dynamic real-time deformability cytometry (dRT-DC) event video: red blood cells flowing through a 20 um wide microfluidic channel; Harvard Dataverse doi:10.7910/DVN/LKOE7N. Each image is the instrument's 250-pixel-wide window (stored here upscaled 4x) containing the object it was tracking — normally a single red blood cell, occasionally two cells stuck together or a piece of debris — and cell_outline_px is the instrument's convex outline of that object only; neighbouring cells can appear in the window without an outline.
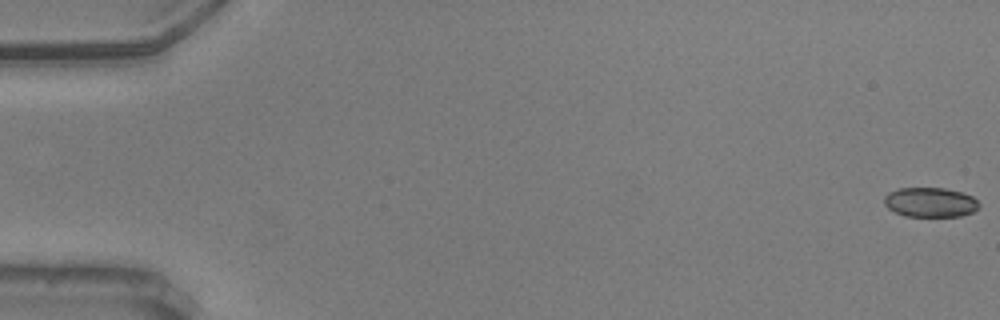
{"species": "common noctule bat (a hibernating species)", "species_latin": "Nyctalus noctula", "temperature_condition": "warm", "stored_images_in_passage": 57, "camera_frame_rate_fps": 3000, "um_per_image_px": 0.085, "animal": {"sex": "male", "body_mass_g": 20.5, "forearm_length_mm": 52.5}, "frame": {"image": 1, "passage_image": 1, "time_ms": 0.0, "image_size_px": [1000, 320], "cell_outline_px": [[980, 208], [972, 212], [960, 216], [904, 216], [888, 208], [884, 204], [884, 196], [888, 192], [900, 188], [944, 188], [960, 192], [972, 196], [980, 204]], "centroid_in_image_um": [79.07, 17.19], "position_along_channel_um": 5.9, "area_um2": 16.36}}
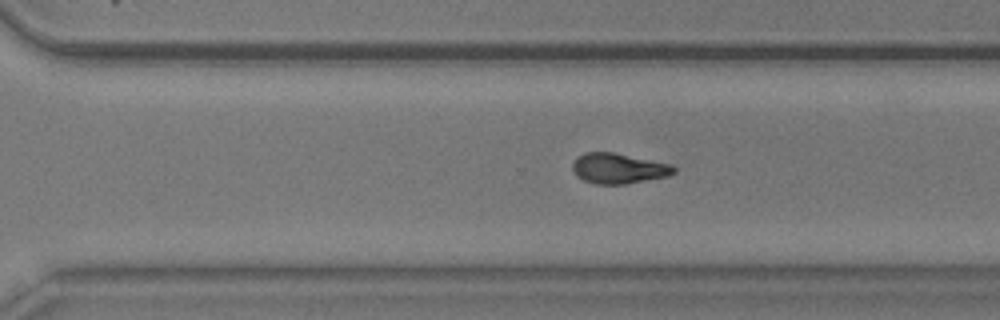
{"frame": {"image": 2, "passage_image": 40, "time_ms": 13.0, "image_size_px": [1000, 320], "cell_outline_px": [[676, 172], [668, 176], [624, 184], [596, 184], [584, 180], [576, 176], [572, 168], [572, 164], [584, 152], [616, 152], [672, 164], [676, 168]], "centroid_in_image_um": [52.6, 14.31], "position_along_channel_um": 318.0, "area_um2": 17.98}}
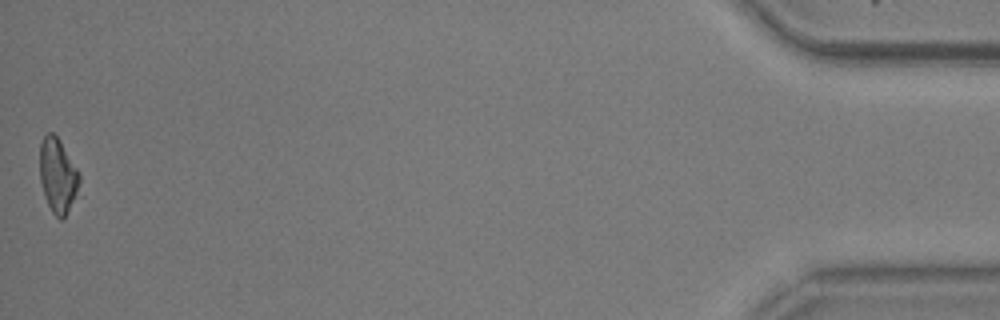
{"frame": {"image": 3, "passage_image": 57, "time_ms": 18.667, "image_size_px": [1000, 320], "cell_outline_px": [[80, 180], [76, 192], [64, 220], [60, 220], [52, 212], [48, 204], [40, 180], [40, 144], [44, 136], [48, 132], [52, 132], [60, 140], [76, 168], [80, 176]], "centroid_in_image_um": [4.89, 14.91], "position_along_channel_um": 430.3, "area_um2": 16.82}, "authors_computed_cell_mechanics": {"area_um2": 17.918, "velocity_mm_per_s": 3.6284, "shape_relaxation_time_tau1_ms": 3.1175, "shape_relaxation_time_tau2_ms": 6.4094, "deformation_change_tau1": 0.1508, "deformation_change_tau2": 0.1043}}